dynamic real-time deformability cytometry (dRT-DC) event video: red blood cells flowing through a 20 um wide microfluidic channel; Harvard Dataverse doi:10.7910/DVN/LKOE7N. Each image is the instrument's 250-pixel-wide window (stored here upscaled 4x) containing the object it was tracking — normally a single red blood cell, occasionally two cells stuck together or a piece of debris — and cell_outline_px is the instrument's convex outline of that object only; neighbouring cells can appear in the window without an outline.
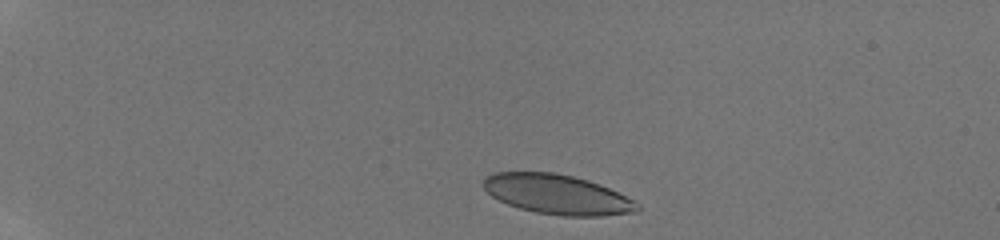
{"species": "human", "species_latin": "Homo sapiens", "temperature_condition": "room temperature", "stored_images_in_passage": 7, "camera_frame_rate_fps": 3000, "um_per_image_px": 0.085, "donor": {"sex": "male"}, "frame": {"image": 1, "passage_image": 1, "time_ms": 0.0, "image_size_px": [1000, 240], "cell_outline_px": [[640, 208], [636, 212], [600, 216], [564, 216], [536, 212], [520, 208], [508, 204], [492, 196], [484, 188], [484, 176], [496, 172], [552, 172], [572, 176], [588, 180], [600, 184], [640, 204]], "centroid_in_image_um": [47.36, 16.52], "position_along_channel_um": 37.6, "area_um2": 35.32}}
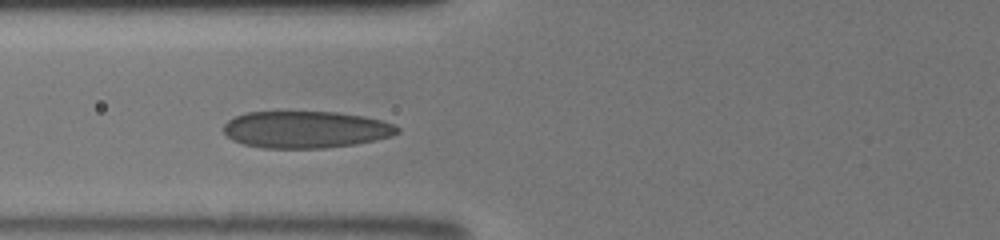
{"frame": {"image": 2, "passage_image": 5, "time_ms": 3.667, "image_size_px": [1000, 240], "cell_outline_px": [[400, 132], [392, 136], [376, 140], [356, 144], [324, 148], [264, 148], [244, 144], [232, 140], [224, 132], [224, 124], [228, 120], [236, 116], [248, 112], [336, 112], [360, 116], [380, 120], [396, 124], [400, 128]], "centroid_in_image_um": [26.01, 11.02], "position_along_channel_um": 99.8, "area_um2": 37.4}}
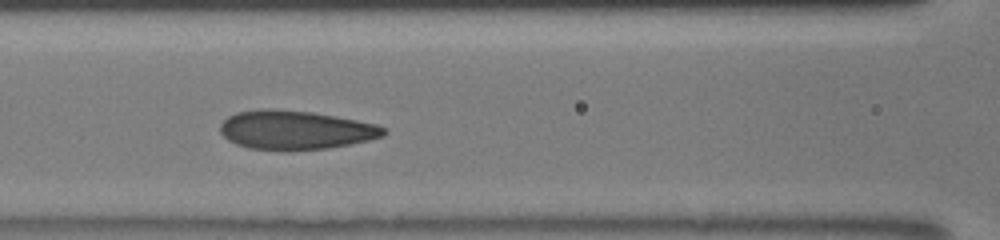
{"frame": {"image": 3, "passage_image": 6, "time_ms": 4.667, "image_size_px": [1000, 240], "cell_outline_px": [[388, 132], [384, 136], [368, 140], [328, 148], [288, 152], [284, 152], [248, 148], [236, 144], [228, 140], [220, 132], [220, 124], [228, 116], [236, 112], [260, 108], [276, 108], [312, 112], [336, 116], [376, 124], [388, 128]], "centroid_in_image_um": [25.09, 11.06], "position_along_channel_um": 141.5, "area_um2": 37.86}}